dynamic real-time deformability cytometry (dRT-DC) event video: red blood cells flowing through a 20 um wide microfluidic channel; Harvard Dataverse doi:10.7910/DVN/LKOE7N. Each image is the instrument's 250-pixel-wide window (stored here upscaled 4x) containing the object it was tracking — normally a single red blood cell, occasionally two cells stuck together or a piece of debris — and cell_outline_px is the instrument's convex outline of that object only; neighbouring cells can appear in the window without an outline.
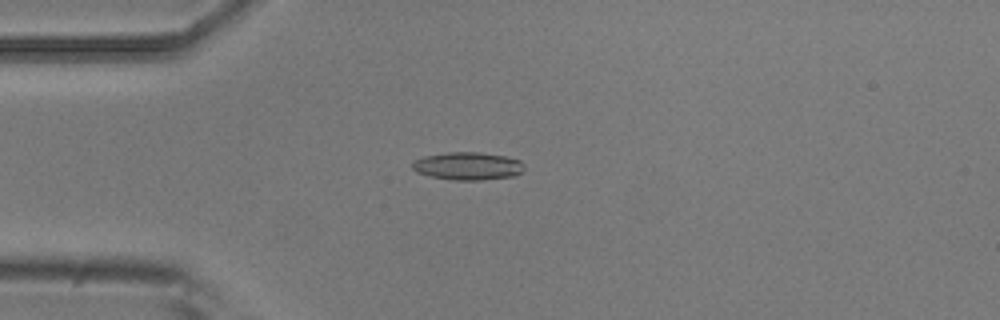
{"species": "common noctule bat (a hibernating species)", "species_latin": "Nyctalus noctula", "temperature_condition": "room temperature", "stored_images_in_passage": 8, "camera_frame_rate_fps": 3000, "um_per_image_px": 0.085, "animal": {"sex": "male", "body_mass_g": 20.5, "forearm_length_mm": 52.5}, "frame": {"image": 1, "passage_image": 4, "time_ms": 1.0, "image_size_px": [1000, 320], "cell_outline_px": [[524, 172], [516, 176], [484, 180], [452, 180], [432, 176], [416, 172], [412, 168], [412, 164], [416, 160], [424, 156], [448, 152], [480, 152], [504, 156], [520, 160], [524, 164]], "centroid_in_image_um": [39.82, 14.12], "position_along_channel_um": 45.2, "area_um2": 18.26}}
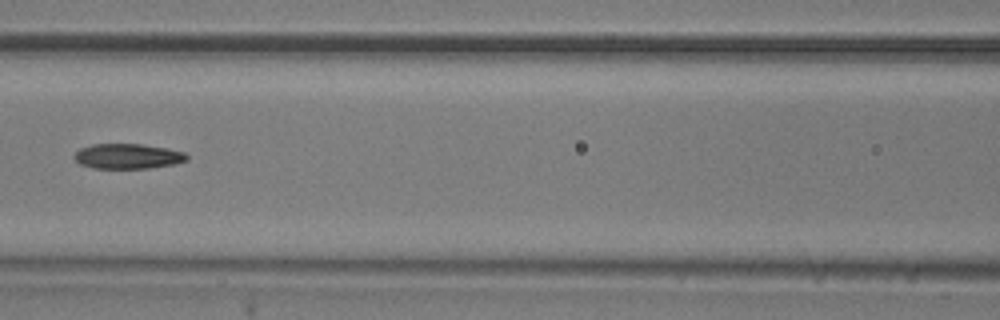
{"frame": {"image": 2, "passage_image": 7, "time_ms": 2.0, "image_size_px": [1000, 320], "cell_outline_px": [[188, 160], [176, 164], [148, 168], [92, 168], [80, 164], [72, 156], [80, 148], [92, 144], [144, 144], [168, 148], [184, 152], [188, 156]], "centroid_in_image_um": [10.87, 13.28], "position_along_channel_um": 155.7, "area_um2": 16.59}}
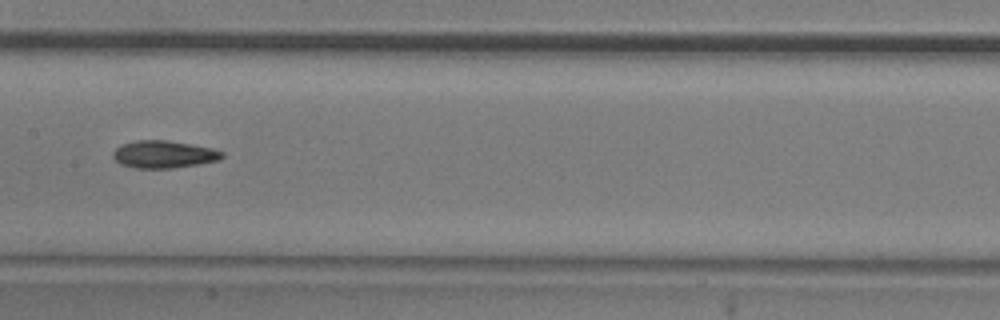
{"frame": {"image": 3, "passage_image": 8, "time_ms": 2.333, "image_size_px": [1000, 320], "cell_outline_px": [[224, 156], [220, 160], [172, 168], [136, 168], [120, 164], [112, 156], [112, 152], [120, 144], [136, 140], [168, 140], [212, 148], [224, 152]], "centroid_in_image_um": [13.9, 13.11], "position_along_channel_um": 193.5, "area_um2": 17.46}}